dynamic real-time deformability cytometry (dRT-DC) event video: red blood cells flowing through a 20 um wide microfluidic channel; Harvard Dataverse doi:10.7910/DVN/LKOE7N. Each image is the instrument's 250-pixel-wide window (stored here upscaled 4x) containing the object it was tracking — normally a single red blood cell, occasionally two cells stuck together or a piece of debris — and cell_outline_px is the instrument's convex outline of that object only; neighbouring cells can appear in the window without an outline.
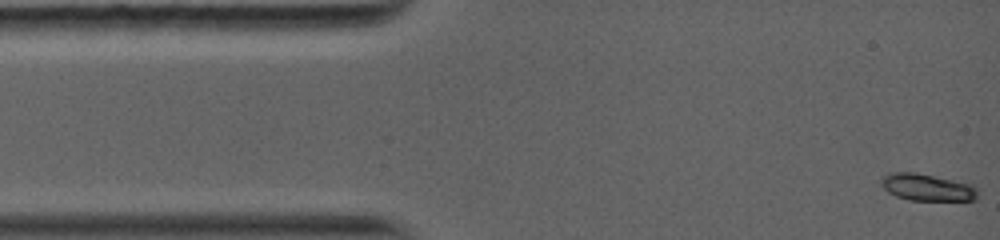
{"species": "common noctule bat (a hibernating species)", "species_latin": "Nyctalus noctula", "temperature_condition": "warm", "stored_images_in_passage": 65, "camera_frame_rate_fps": 5000, "um_per_image_px": 0.085, "animal": {"sex": "female", "body_mass_g": 19.0, "forearm_length_mm": 56.7}, "frame": {"image": 1, "passage_image": 1, "time_ms": 0.0, "image_size_px": [1000, 240], "cell_outline_px": [[976, 200], [908, 200], [896, 196], [888, 192], [880, 184], [880, 180], [884, 176], [892, 172], [912, 172], [932, 176], [968, 184], [976, 188]], "centroid_in_image_um": [78.73, 15.93], "position_along_channel_um": 6.3, "area_um2": 14.74}}
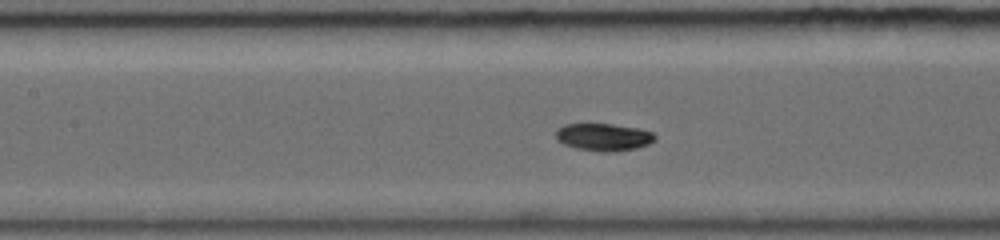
{"frame": {"image": 2, "passage_image": 28, "time_ms": 5.6, "image_size_px": [1000, 240], "cell_outline_px": [[656, 140], [648, 144], [636, 148], [616, 152], [600, 152], [576, 148], [564, 144], [556, 140], [556, 128], [564, 124], [612, 124], [640, 128], [652, 132], [656, 136]], "centroid_in_image_um": [51.31, 11.65], "position_along_channel_um": 156.1, "area_um2": 16.07}}
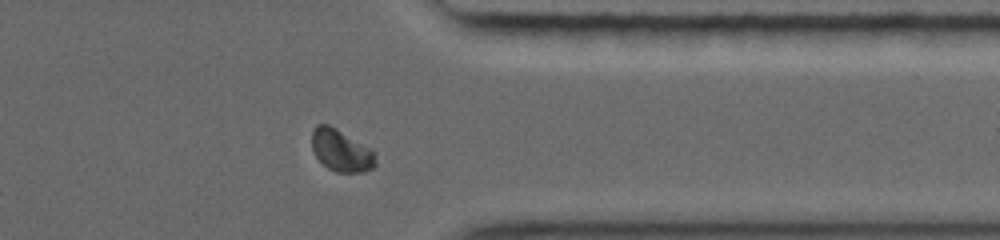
{"frame": {"image": 3, "passage_image": 56, "time_ms": 11.2, "image_size_px": [1000, 240], "cell_outline_px": [[376, 164], [372, 168], [364, 172], [336, 172], [328, 168], [316, 156], [312, 148], [312, 128], [316, 124], [328, 124], [336, 128], [372, 148], [376, 152]], "centroid_in_image_um": [29.02, 12.78], "position_along_channel_um": 382.4, "area_um2": 15.78}, "authors_computed_cell_mechanics": {"area_um2": 15.4326, "velocity_mm_per_s": 4.098, "shape_relaxation_time_tau1_ms": 4.4379, "shape_relaxation_time_tau2_ms": null, "deformation_change_tau1": 0.1624, "deformation_change_tau2": null}}